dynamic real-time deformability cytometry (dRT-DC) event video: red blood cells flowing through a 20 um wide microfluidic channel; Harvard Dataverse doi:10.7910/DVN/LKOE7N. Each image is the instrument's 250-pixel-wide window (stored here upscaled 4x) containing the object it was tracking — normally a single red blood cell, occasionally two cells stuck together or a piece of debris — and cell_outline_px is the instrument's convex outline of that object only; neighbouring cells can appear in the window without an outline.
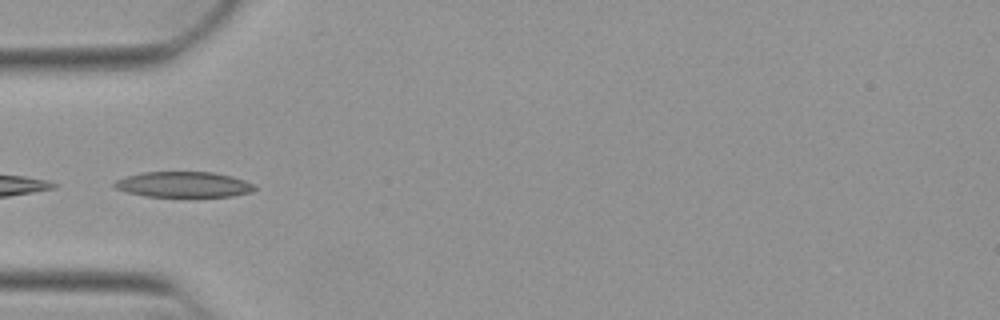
{"species": "Egyptian fruit bat (a non-hibernating species)", "species_latin": "Rousettus aegyptiacus", "temperature_condition": "warm", "stored_images_in_passage": 3, "camera_frame_rate_fps": 3000, "um_per_image_px": 0.085, "animal": {"sex": "female"}, "frame": {"image": 1, "passage_image": 1, "time_ms": 0.0, "image_size_px": [1000, 320], "cell_outline_px": [[256, 188], [252, 192], [232, 196], [144, 196], [128, 192], [116, 188], [112, 184], [116, 180], [124, 176], [140, 172], [212, 172], [232, 176], [256, 184]], "centroid_in_image_um": [15.61, 15.67], "position_along_channel_um": 69.4, "area_um2": 20.92}}